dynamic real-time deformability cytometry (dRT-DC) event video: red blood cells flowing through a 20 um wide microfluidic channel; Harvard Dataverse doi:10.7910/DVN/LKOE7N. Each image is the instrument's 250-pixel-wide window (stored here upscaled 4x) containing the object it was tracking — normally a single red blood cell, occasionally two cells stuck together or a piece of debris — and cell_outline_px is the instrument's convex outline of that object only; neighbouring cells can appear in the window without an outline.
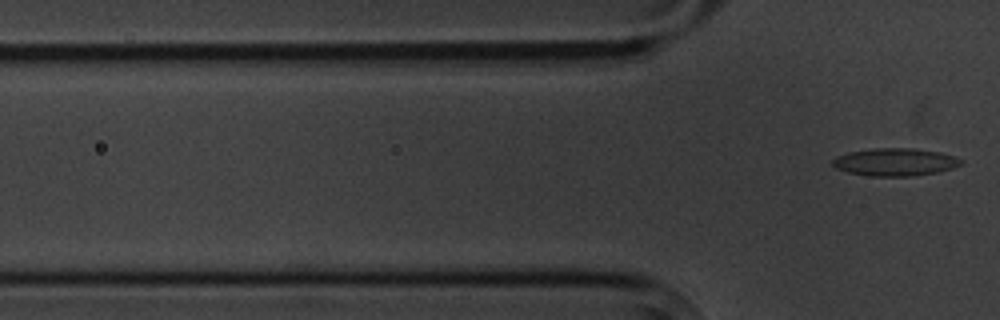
{"species": "common noctule bat (a hibernating species)", "species_latin": "Nyctalus noctula", "temperature_condition": "cold", "stored_images_in_passage": 6, "segment_of_instrument_passage": [2, 2], "camera_frame_rate_fps": 3000, "um_per_image_px": 0.085, "animal": {"sex": "male", "body_mass_g": 20.1, "forearm_length_mm": 53.5}, "frame": {"image": 1, "passage_image": 6, "time_ms": 6.0, "image_size_px": [1000, 320], "cell_outline_px": [[964, 160], [960, 164], [952, 168], [936, 172], [908, 176], [872, 176], [848, 172], [836, 168], [832, 164], [832, 160], [836, 156], [848, 152], [876, 148], [912, 148], [940, 152], [956, 156]], "centroid_in_image_um": [76.08, 13.76], "position_along_channel_um": 49.7, "area_um2": 20.58}}